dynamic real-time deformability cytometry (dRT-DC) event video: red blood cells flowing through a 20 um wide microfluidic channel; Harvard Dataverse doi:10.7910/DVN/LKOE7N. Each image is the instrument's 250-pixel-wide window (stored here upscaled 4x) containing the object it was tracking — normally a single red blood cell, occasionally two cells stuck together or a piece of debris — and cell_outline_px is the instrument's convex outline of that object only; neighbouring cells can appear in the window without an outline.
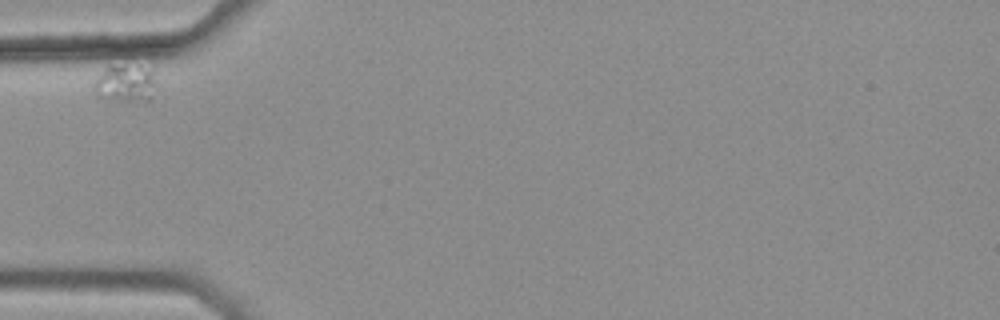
{"species": "common noctule bat (a hibernating species)", "species_latin": "Nyctalus noctula", "temperature_condition": "warm", "stored_images_in_passage": 2, "camera_frame_rate_fps": 3000, "um_per_image_px": 0.085, "animal": {"sex": "female", "body_mass_g": 25.1}, "frame": {"image": 1, "passage_image": 1, "time_ms": 0.0, "image_size_px": [1000, 320], "cell_outline_px": [[164, 100], [152, 104], [108, 100], [96, 96], [92, 84], [104, 68], [108, 64], [152, 64]], "centroid_in_image_um": [10.93, 7.13], "position_along_channel_um": 74.1, "area_um2": 16.42}}
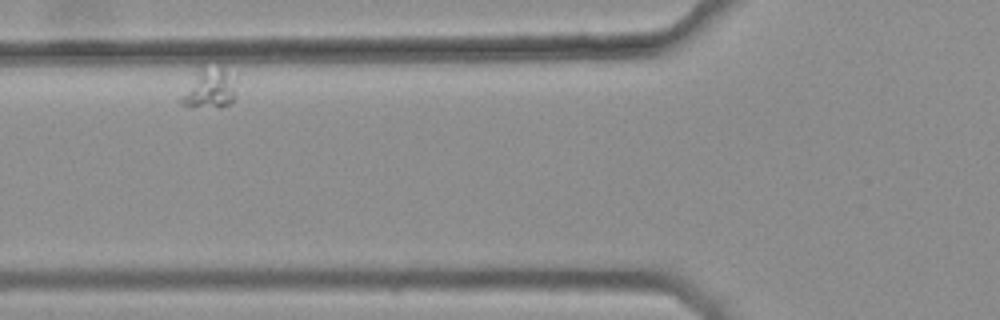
{"frame": {"image": 2, "passage_image": 2, "time_ms": 0.333, "image_size_px": [1000, 320], "cell_outline_px": [[236, 80], [232, 100], [228, 104], [220, 108], [188, 108], [180, 104], [176, 100], [200, 68], [224, 64], [236, 76]], "centroid_in_image_um": [17.79, 7.52], "position_along_channel_um": 108.0, "area_um2": 13.64}}